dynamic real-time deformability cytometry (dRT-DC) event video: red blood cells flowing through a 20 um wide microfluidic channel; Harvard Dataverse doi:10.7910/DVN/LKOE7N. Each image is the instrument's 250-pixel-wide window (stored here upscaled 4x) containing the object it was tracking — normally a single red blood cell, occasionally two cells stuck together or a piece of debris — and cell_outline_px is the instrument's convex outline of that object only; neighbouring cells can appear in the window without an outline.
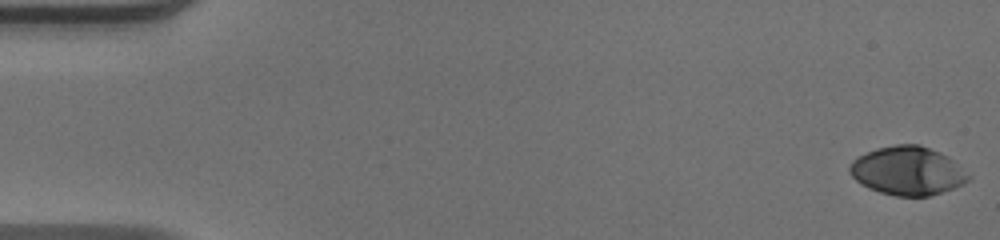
{"species": "human", "species_latin": "Homo sapiens", "temperature_condition": "warm", "stored_images_in_passage": 50, "camera_frame_rate_fps": 3000, "um_per_image_px": 0.085, "donor": {"sex": "male"}, "frame": {"image": 1, "passage_image": 1, "time_ms": 0.0, "image_size_px": [1000, 240], "cell_outline_px": [[972, 176], [964, 184], [928, 196], [896, 196], [880, 192], [868, 188], [860, 184], [848, 172], [848, 168], [852, 160], [876, 148], [896, 144], [920, 144], [940, 152], [948, 156]], "centroid_in_image_um": [77.14, 14.51], "position_along_channel_um": 7.9, "area_um2": 33.64}}
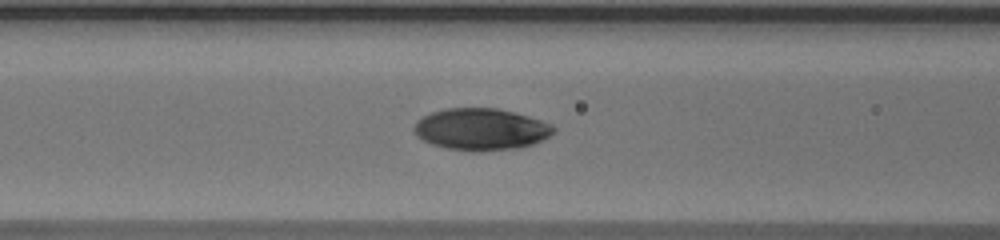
{"frame": {"image": 2, "passage_image": 21, "time_ms": 6.667, "image_size_px": [1000, 240], "cell_outline_px": [[556, 132], [544, 140], [532, 144], [516, 148], [472, 152], [444, 148], [432, 144], [416, 136], [412, 128], [416, 120], [432, 112], [448, 108], [496, 108], [516, 112], [552, 124], [556, 128]], "centroid_in_image_um": [40.89, 10.99], "position_along_channel_um": 125.7, "area_um2": 34.28}}
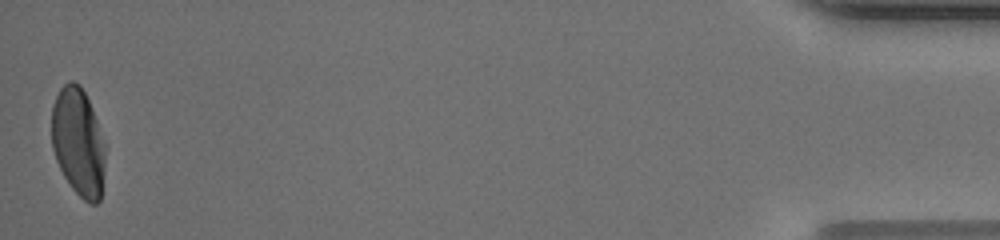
{"frame": {"image": 3, "passage_image": 50, "time_ms": 16.333, "image_size_px": [1000, 240], "cell_outline_px": [[104, 172], [100, 200], [96, 204], [92, 204], [84, 200], [72, 188], [64, 176], [56, 160], [52, 148], [52, 104], [60, 88], [68, 80], [72, 80], [80, 84], [92, 108], [96, 120], [104, 148]], "centroid_in_image_um": [6.62, 12.07], "position_along_channel_um": 428.6, "area_um2": 33.47}, "authors_computed_cell_mechanics": {"area_um2": 33.6396, "velocity_mm_per_s": 4.1047, "shape_relaxation_time_tau1_ms": 2.7513, "shape_relaxation_time_tau2_ms": null, "deformation_change_tau1": 0.1815, "deformation_change_tau2": null}}